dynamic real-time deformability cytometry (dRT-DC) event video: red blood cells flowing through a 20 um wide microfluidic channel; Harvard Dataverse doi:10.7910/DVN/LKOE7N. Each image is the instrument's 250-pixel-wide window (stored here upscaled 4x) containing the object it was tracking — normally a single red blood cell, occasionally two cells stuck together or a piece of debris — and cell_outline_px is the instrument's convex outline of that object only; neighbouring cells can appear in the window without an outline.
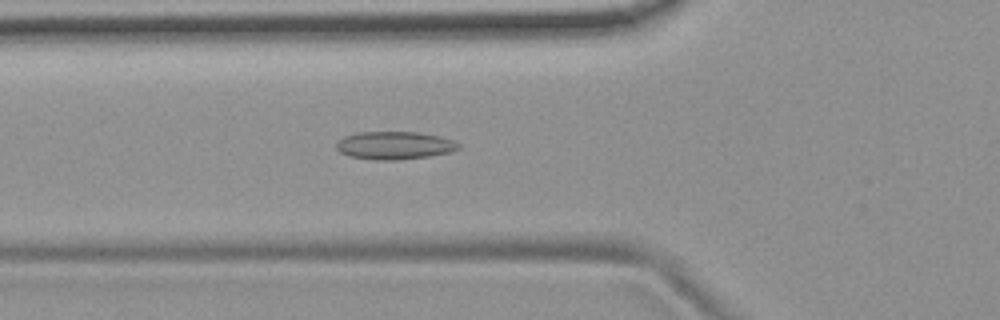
{"species": "common noctule bat (a hibernating species)", "species_latin": "Nyctalus noctula", "temperature_condition": "room temperature", "stored_images_in_passage": 47, "camera_frame_rate_fps": 3000, "um_per_image_px": 0.085, "animal": {"sex": "female", "body_mass_g": 19.9}, "frame": {"image": 1, "passage_image": 12, "time_ms": 3.667, "image_size_px": [1000, 320], "cell_outline_px": [[460, 148], [448, 152], [428, 156], [400, 160], [376, 160], [348, 156], [340, 152], [336, 148], [336, 144], [344, 136], [356, 132], [416, 132], [440, 136], [452, 140], [460, 144]], "centroid_in_image_um": [33.51, 12.36], "position_along_channel_um": 92.3, "area_um2": 19.83}}
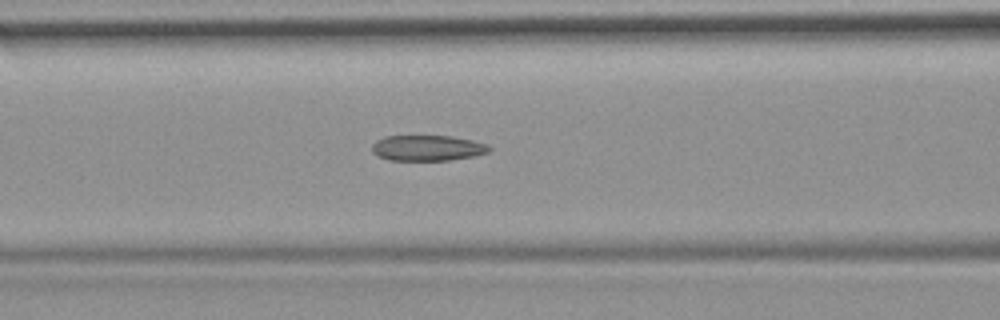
{"frame": {"image": 2, "passage_image": 15, "time_ms": 4.667, "image_size_px": [1000, 320], "cell_outline_px": [[492, 148], [488, 152], [476, 156], [448, 160], [388, 160], [376, 156], [372, 152], [372, 144], [376, 140], [384, 136], [452, 136], [472, 140], [488, 144]], "centroid_in_image_um": [36.33, 12.58], "position_along_channel_um": 130.3, "area_um2": 17.69}}
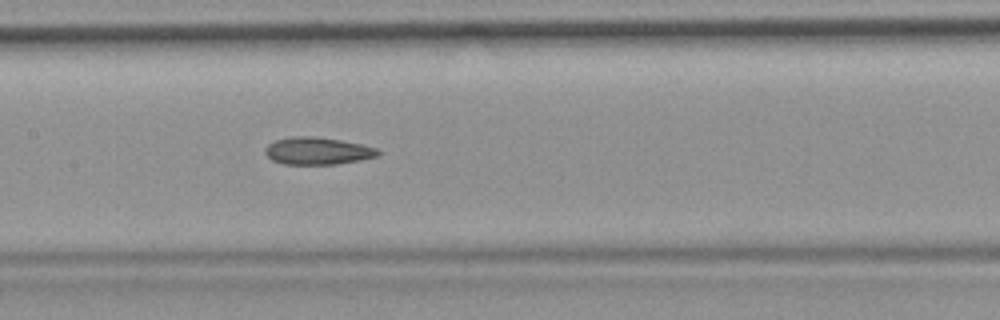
{"frame": {"image": 3, "passage_image": 19, "time_ms": 6.0, "image_size_px": [1000, 320], "cell_outline_px": [[380, 152], [376, 156], [360, 160], [336, 164], [284, 164], [272, 160], [264, 152], [264, 148], [268, 144], [276, 140], [292, 136], [312, 136], [340, 140], [360, 144], [376, 148]], "centroid_in_image_um": [26.95, 12.83], "position_along_channel_um": 180.5, "area_um2": 17.8}, "authors_computed_cell_mechanics": {"area_um2": 18.1492, "velocity_mm_per_s": 3.7616, "shape_relaxation_time_tau1_ms": null, "shape_relaxation_time_tau2_ms": 6.438, "deformation_change_tau1": null, "deformation_change_tau2": 0.147}}